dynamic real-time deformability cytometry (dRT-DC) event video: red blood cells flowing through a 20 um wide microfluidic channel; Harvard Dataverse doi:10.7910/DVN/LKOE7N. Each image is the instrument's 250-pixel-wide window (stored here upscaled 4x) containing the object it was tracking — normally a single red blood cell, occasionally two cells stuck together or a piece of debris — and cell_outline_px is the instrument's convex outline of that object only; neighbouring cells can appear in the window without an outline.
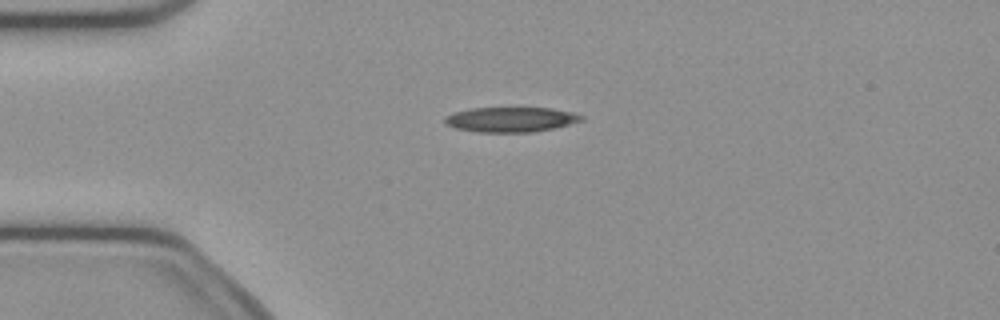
{"species": "common noctule bat (a hibernating species)", "species_latin": "Nyctalus noctula", "temperature_condition": "cold", "stored_images_in_passage": 41, "camera_frame_rate_fps": 3000, "um_per_image_px": 0.085, "animal": {"sex": "female", "body_mass_g": 21.9}, "frame": {"image": 1, "passage_image": 1, "time_ms": 0.0, "image_size_px": [1000, 320], "cell_outline_px": [[584, 120], [552, 128], [532, 132], [480, 132], [456, 128], [448, 124], [444, 120], [444, 116], [452, 112], [468, 108], [552, 108], [572, 112], [584, 116]], "centroid_in_image_um": [43.4, 10.14], "position_along_channel_um": 41.6, "area_um2": 19.77}}
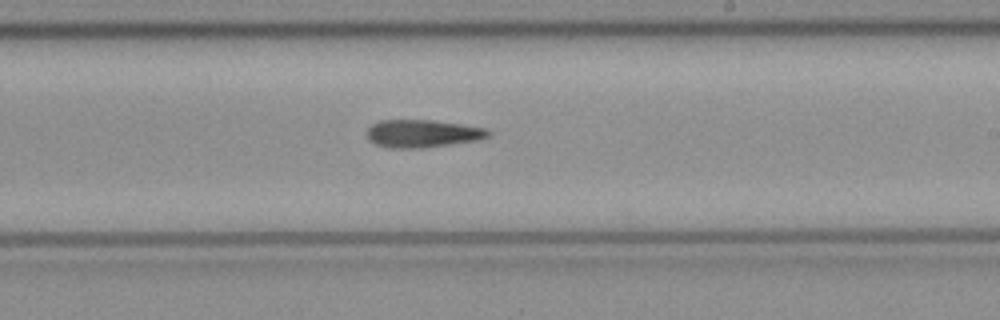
{"frame": {"image": 2, "passage_image": 19, "time_ms": 6.0, "image_size_px": [1000, 320], "cell_outline_px": [[492, 132], [488, 136], [476, 140], [420, 148], [388, 148], [376, 144], [368, 140], [368, 128], [372, 124], [380, 120], [432, 120], [488, 128]], "centroid_in_image_um": [35.9, 11.34], "position_along_channel_um": 253.1, "area_um2": 19.48}}
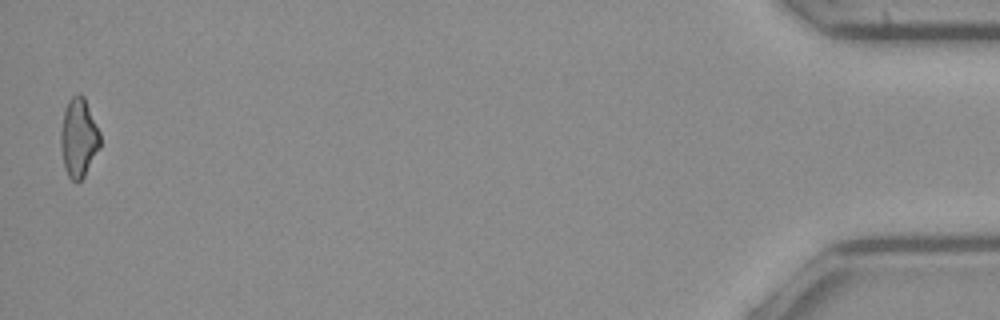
{"frame": {"image": 3, "passage_image": 40, "time_ms": 13.0, "image_size_px": [1000, 320], "cell_outline_px": [[100, 148], [84, 176], [80, 180], [72, 180], [68, 176], [64, 168], [60, 148], [60, 132], [64, 108], [68, 100], [76, 92], [80, 92], [84, 96], [100, 132]], "centroid_in_image_um": [6.67, 11.67], "position_along_channel_um": 428.5, "area_um2": 18.38}}